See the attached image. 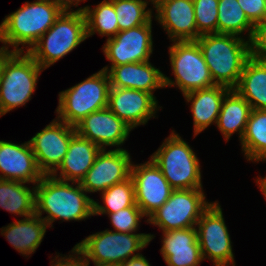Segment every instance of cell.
Masks as SVG:
<instances>
[{"instance_id":"cell-1","label":"cell","mask_w":266,"mask_h":266,"mask_svg":"<svg viewBox=\"0 0 266 266\" xmlns=\"http://www.w3.org/2000/svg\"><path fill=\"white\" fill-rule=\"evenodd\" d=\"M85 189L77 182L76 187L56 176L44 175L35 185V214L48 213L42 219L48 227L54 220H83L94 215V200L89 198Z\"/></svg>"},{"instance_id":"cell-2","label":"cell","mask_w":266,"mask_h":266,"mask_svg":"<svg viewBox=\"0 0 266 266\" xmlns=\"http://www.w3.org/2000/svg\"><path fill=\"white\" fill-rule=\"evenodd\" d=\"M231 34H204L196 40L216 85L234 89L247 60L250 41Z\"/></svg>"},{"instance_id":"cell-3","label":"cell","mask_w":266,"mask_h":266,"mask_svg":"<svg viewBox=\"0 0 266 266\" xmlns=\"http://www.w3.org/2000/svg\"><path fill=\"white\" fill-rule=\"evenodd\" d=\"M62 13L59 7L47 0L26 2L17 11L6 16L0 24V42L5 45L0 49L7 52H24V48L18 47L20 44H27L30 47L27 48L28 51ZM6 45H11L14 49L8 50Z\"/></svg>"},{"instance_id":"cell-4","label":"cell","mask_w":266,"mask_h":266,"mask_svg":"<svg viewBox=\"0 0 266 266\" xmlns=\"http://www.w3.org/2000/svg\"><path fill=\"white\" fill-rule=\"evenodd\" d=\"M25 53L2 50L0 117L31 100L39 73L44 70L27 51Z\"/></svg>"},{"instance_id":"cell-5","label":"cell","mask_w":266,"mask_h":266,"mask_svg":"<svg viewBox=\"0 0 266 266\" xmlns=\"http://www.w3.org/2000/svg\"><path fill=\"white\" fill-rule=\"evenodd\" d=\"M86 38L88 37L84 12H63L27 52L41 68L46 69Z\"/></svg>"},{"instance_id":"cell-6","label":"cell","mask_w":266,"mask_h":266,"mask_svg":"<svg viewBox=\"0 0 266 266\" xmlns=\"http://www.w3.org/2000/svg\"><path fill=\"white\" fill-rule=\"evenodd\" d=\"M110 78L101 69L86 80L59 94L57 114L59 120L76 126L89 114L108 107Z\"/></svg>"},{"instance_id":"cell-7","label":"cell","mask_w":266,"mask_h":266,"mask_svg":"<svg viewBox=\"0 0 266 266\" xmlns=\"http://www.w3.org/2000/svg\"><path fill=\"white\" fill-rule=\"evenodd\" d=\"M174 132L151 159L174 190L202 188L199 160L188 143Z\"/></svg>"},{"instance_id":"cell-8","label":"cell","mask_w":266,"mask_h":266,"mask_svg":"<svg viewBox=\"0 0 266 266\" xmlns=\"http://www.w3.org/2000/svg\"><path fill=\"white\" fill-rule=\"evenodd\" d=\"M151 234L121 233L105 230L92 234L76 246L83 252L86 262L121 265L136 251L146 247L153 239Z\"/></svg>"},{"instance_id":"cell-9","label":"cell","mask_w":266,"mask_h":266,"mask_svg":"<svg viewBox=\"0 0 266 266\" xmlns=\"http://www.w3.org/2000/svg\"><path fill=\"white\" fill-rule=\"evenodd\" d=\"M169 52L175 82L164 76L165 87L178 86L185 95L216 85L196 41H174Z\"/></svg>"},{"instance_id":"cell-10","label":"cell","mask_w":266,"mask_h":266,"mask_svg":"<svg viewBox=\"0 0 266 266\" xmlns=\"http://www.w3.org/2000/svg\"><path fill=\"white\" fill-rule=\"evenodd\" d=\"M210 205L202 188L173 190L169 199L149 216L147 222L163 232L196 227L194 225Z\"/></svg>"},{"instance_id":"cell-11","label":"cell","mask_w":266,"mask_h":266,"mask_svg":"<svg viewBox=\"0 0 266 266\" xmlns=\"http://www.w3.org/2000/svg\"><path fill=\"white\" fill-rule=\"evenodd\" d=\"M197 240L203 260L208 257L215 266H235L231 239L219 203L214 202L197 222ZM198 229V230H197Z\"/></svg>"},{"instance_id":"cell-12","label":"cell","mask_w":266,"mask_h":266,"mask_svg":"<svg viewBox=\"0 0 266 266\" xmlns=\"http://www.w3.org/2000/svg\"><path fill=\"white\" fill-rule=\"evenodd\" d=\"M75 134L74 126L55 119L29 140L43 175H52L59 168Z\"/></svg>"},{"instance_id":"cell-13","label":"cell","mask_w":266,"mask_h":266,"mask_svg":"<svg viewBox=\"0 0 266 266\" xmlns=\"http://www.w3.org/2000/svg\"><path fill=\"white\" fill-rule=\"evenodd\" d=\"M152 18L143 25L119 31L107 39L103 52L113 66L149 61L153 51Z\"/></svg>"},{"instance_id":"cell-14","label":"cell","mask_w":266,"mask_h":266,"mask_svg":"<svg viewBox=\"0 0 266 266\" xmlns=\"http://www.w3.org/2000/svg\"><path fill=\"white\" fill-rule=\"evenodd\" d=\"M131 177L136 204L146 217L160 208L174 190L152 159L141 165L132 164Z\"/></svg>"},{"instance_id":"cell-15","label":"cell","mask_w":266,"mask_h":266,"mask_svg":"<svg viewBox=\"0 0 266 266\" xmlns=\"http://www.w3.org/2000/svg\"><path fill=\"white\" fill-rule=\"evenodd\" d=\"M130 154L127 150L117 148L97 155L93 166L80 181L86 192H104L116 183L125 181L131 176Z\"/></svg>"},{"instance_id":"cell-16","label":"cell","mask_w":266,"mask_h":266,"mask_svg":"<svg viewBox=\"0 0 266 266\" xmlns=\"http://www.w3.org/2000/svg\"><path fill=\"white\" fill-rule=\"evenodd\" d=\"M108 108L131 129L146 124L157 110L152 93L129 88H110Z\"/></svg>"},{"instance_id":"cell-17","label":"cell","mask_w":266,"mask_h":266,"mask_svg":"<svg viewBox=\"0 0 266 266\" xmlns=\"http://www.w3.org/2000/svg\"><path fill=\"white\" fill-rule=\"evenodd\" d=\"M157 10L156 19L174 41H196L197 32L193 0H150Z\"/></svg>"},{"instance_id":"cell-18","label":"cell","mask_w":266,"mask_h":266,"mask_svg":"<svg viewBox=\"0 0 266 266\" xmlns=\"http://www.w3.org/2000/svg\"><path fill=\"white\" fill-rule=\"evenodd\" d=\"M76 133L98 145L102 150L106 146L123 144L131 128L119 119L108 107L86 116L76 126Z\"/></svg>"},{"instance_id":"cell-19","label":"cell","mask_w":266,"mask_h":266,"mask_svg":"<svg viewBox=\"0 0 266 266\" xmlns=\"http://www.w3.org/2000/svg\"><path fill=\"white\" fill-rule=\"evenodd\" d=\"M0 179L38 183L44 176L28 142L14 144L0 140Z\"/></svg>"},{"instance_id":"cell-20","label":"cell","mask_w":266,"mask_h":266,"mask_svg":"<svg viewBox=\"0 0 266 266\" xmlns=\"http://www.w3.org/2000/svg\"><path fill=\"white\" fill-rule=\"evenodd\" d=\"M102 69L107 71L113 88H129L153 94L155 89L165 87V75L152 66L150 61L113 66L111 69L106 66Z\"/></svg>"},{"instance_id":"cell-21","label":"cell","mask_w":266,"mask_h":266,"mask_svg":"<svg viewBox=\"0 0 266 266\" xmlns=\"http://www.w3.org/2000/svg\"><path fill=\"white\" fill-rule=\"evenodd\" d=\"M163 234L161 254L168 266H198L203 260L195 227Z\"/></svg>"},{"instance_id":"cell-22","label":"cell","mask_w":266,"mask_h":266,"mask_svg":"<svg viewBox=\"0 0 266 266\" xmlns=\"http://www.w3.org/2000/svg\"><path fill=\"white\" fill-rule=\"evenodd\" d=\"M101 150L98 145L76 133L70 140L68 151L61 165L52 176H56L57 171L60 170V177L57 179L80 183L93 166Z\"/></svg>"},{"instance_id":"cell-23","label":"cell","mask_w":266,"mask_h":266,"mask_svg":"<svg viewBox=\"0 0 266 266\" xmlns=\"http://www.w3.org/2000/svg\"><path fill=\"white\" fill-rule=\"evenodd\" d=\"M230 88L215 85L211 88L195 90L183 95L187 102L192 101L191 111L194 120V135L201 133L213 122L216 124L222 101Z\"/></svg>"},{"instance_id":"cell-24","label":"cell","mask_w":266,"mask_h":266,"mask_svg":"<svg viewBox=\"0 0 266 266\" xmlns=\"http://www.w3.org/2000/svg\"><path fill=\"white\" fill-rule=\"evenodd\" d=\"M47 223L34 214L3 227L1 234L21 254L30 255L41 244L46 232Z\"/></svg>"},{"instance_id":"cell-25","label":"cell","mask_w":266,"mask_h":266,"mask_svg":"<svg viewBox=\"0 0 266 266\" xmlns=\"http://www.w3.org/2000/svg\"><path fill=\"white\" fill-rule=\"evenodd\" d=\"M234 90L252 109L266 110V61L251 56Z\"/></svg>"},{"instance_id":"cell-26","label":"cell","mask_w":266,"mask_h":266,"mask_svg":"<svg viewBox=\"0 0 266 266\" xmlns=\"http://www.w3.org/2000/svg\"><path fill=\"white\" fill-rule=\"evenodd\" d=\"M251 110L250 104L234 89L225 95L216 125L227 141L237 131L241 141Z\"/></svg>"},{"instance_id":"cell-27","label":"cell","mask_w":266,"mask_h":266,"mask_svg":"<svg viewBox=\"0 0 266 266\" xmlns=\"http://www.w3.org/2000/svg\"><path fill=\"white\" fill-rule=\"evenodd\" d=\"M24 184L0 179V207L26 218L35 214V187L30 190Z\"/></svg>"},{"instance_id":"cell-28","label":"cell","mask_w":266,"mask_h":266,"mask_svg":"<svg viewBox=\"0 0 266 266\" xmlns=\"http://www.w3.org/2000/svg\"><path fill=\"white\" fill-rule=\"evenodd\" d=\"M241 145L248 161L266 160V110H251Z\"/></svg>"},{"instance_id":"cell-29","label":"cell","mask_w":266,"mask_h":266,"mask_svg":"<svg viewBox=\"0 0 266 266\" xmlns=\"http://www.w3.org/2000/svg\"><path fill=\"white\" fill-rule=\"evenodd\" d=\"M255 25L247 18L237 0H219L217 33L240 35L249 31V41L252 39Z\"/></svg>"},{"instance_id":"cell-30","label":"cell","mask_w":266,"mask_h":266,"mask_svg":"<svg viewBox=\"0 0 266 266\" xmlns=\"http://www.w3.org/2000/svg\"><path fill=\"white\" fill-rule=\"evenodd\" d=\"M86 18L87 37L98 32L101 36L114 37L119 32L113 0H103L93 10L89 6L79 8Z\"/></svg>"},{"instance_id":"cell-31","label":"cell","mask_w":266,"mask_h":266,"mask_svg":"<svg viewBox=\"0 0 266 266\" xmlns=\"http://www.w3.org/2000/svg\"><path fill=\"white\" fill-rule=\"evenodd\" d=\"M101 193L106 206L94 201V213H115L136 203L134 181L131 176Z\"/></svg>"},{"instance_id":"cell-32","label":"cell","mask_w":266,"mask_h":266,"mask_svg":"<svg viewBox=\"0 0 266 266\" xmlns=\"http://www.w3.org/2000/svg\"><path fill=\"white\" fill-rule=\"evenodd\" d=\"M147 3V0H113L119 31L146 24L152 18L151 10H146Z\"/></svg>"},{"instance_id":"cell-33","label":"cell","mask_w":266,"mask_h":266,"mask_svg":"<svg viewBox=\"0 0 266 266\" xmlns=\"http://www.w3.org/2000/svg\"><path fill=\"white\" fill-rule=\"evenodd\" d=\"M219 0H193L197 32L200 35L217 33Z\"/></svg>"},{"instance_id":"cell-34","label":"cell","mask_w":266,"mask_h":266,"mask_svg":"<svg viewBox=\"0 0 266 266\" xmlns=\"http://www.w3.org/2000/svg\"><path fill=\"white\" fill-rule=\"evenodd\" d=\"M100 214H108L116 232L121 233L137 231L140 219L145 216L136 203L115 213H94V215Z\"/></svg>"},{"instance_id":"cell-35","label":"cell","mask_w":266,"mask_h":266,"mask_svg":"<svg viewBox=\"0 0 266 266\" xmlns=\"http://www.w3.org/2000/svg\"><path fill=\"white\" fill-rule=\"evenodd\" d=\"M250 50L253 58L266 61V21L255 26Z\"/></svg>"},{"instance_id":"cell-36","label":"cell","mask_w":266,"mask_h":266,"mask_svg":"<svg viewBox=\"0 0 266 266\" xmlns=\"http://www.w3.org/2000/svg\"><path fill=\"white\" fill-rule=\"evenodd\" d=\"M247 18L256 26L264 22L265 0H237Z\"/></svg>"},{"instance_id":"cell-37","label":"cell","mask_w":266,"mask_h":266,"mask_svg":"<svg viewBox=\"0 0 266 266\" xmlns=\"http://www.w3.org/2000/svg\"><path fill=\"white\" fill-rule=\"evenodd\" d=\"M72 252L76 255H82V256H73L69 255L68 257H61L59 256L55 257V260L53 259L52 263L55 261V264H52L51 266H87V262L85 259V256L83 252L75 245L72 249ZM74 257V258H73ZM58 258V260L56 259ZM57 260V261H56Z\"/></svg>"},{"instance_id":"cell-38","label":"cell","mask_w":266,"mask_h":266,"mask_svg":"<svg viewBox=\"0 0 266 266\" xmlns=\"http://www.w3.org/2000/svg\"><path fill=\"white\" fill-rule=\"evenodd\" d=\"M119 266H150V264L142 254L137 253Z\"/></svg>"},{"instance_id":"cell-39","label":"cell","mask_w":266,"mask_h":266,"mask_svg":"<svg viewBox=\"0 0 266 266\" xmlns=\"http://www.w3.org/2000/svg\"><path fill=\"white\" fill-rule=\"evenodd\" d=\"M47 1L59 7L63 12H70L69 9L71 5L73 4L74 6H78L79 2L82 0H47Z\"/></svg>"},{"instance_id":"cell-40","label":"cell","mask_w":266,"mask_h":266,"mask_svg":"<svg viewBox=\"0 0 266 266\" xmlns=\"http://www.w3.org/2000/svg\"><path fill=\"white\" fill-rule=\"evenodd\" d=\"M256 183H258L260 190L266 198V177L265 178H257Z\"/></svg>"},{"instance_id":"cell-41","label":"cell","mask_w":266,"mask_h":266,"mask_svg":"<svg viewBox=\"0 0 266 266\" xmlns=\"http://www.w3.org/2000/svg\"><path fill=\"white\" fill-rule=\"evenodd\" d=\"M2 73V49H0V78Z\"/></svg>"},{"instance_id":"cell-42","label":"cell","mask_w":266,"mask_h":266,"mask_svg":"<svg viewBox=\"0 0 266 266\" xmlns=\"http://www.w3.org/2000/svg\"><path fill=\"white\" fill-rule=\"evenodd\" d=\"M95 266H119V265H115V264H94ZM87 266H89V264L87 263Z\"/></svg>"},{"instance_id":"cell-43","label":"cell","mask_w":266,"mask_h":266,"mask_svg":"<svg viewBox=\"0 0 266 266\" xmlns=\"http://www.w3.org/2000/svg\"><path fill=\"white\" fill-rule=\"evenodd\" d=\"M264 21H266V0H265V10H264Z\"/></svg>"}]
</instances>
